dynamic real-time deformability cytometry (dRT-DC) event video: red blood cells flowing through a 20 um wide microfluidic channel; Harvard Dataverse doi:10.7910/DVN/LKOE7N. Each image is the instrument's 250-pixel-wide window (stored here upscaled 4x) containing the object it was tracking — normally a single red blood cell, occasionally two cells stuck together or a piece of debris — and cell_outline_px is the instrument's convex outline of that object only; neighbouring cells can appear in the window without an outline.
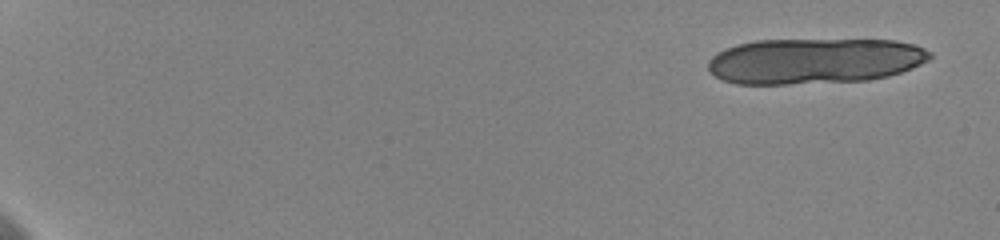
{"species": "human", "species_latin": "Homo sapiens", "temperature_condition": "cold", "stored_images_in_passage": 27, "camera_frame_rate_fps": 3000, "um_per_image_px": 0.085, "donor": {"sex": "female"}, "frame": {"image": 1, "passage_image": 1, "time_ms": 0.0, "image_size_px": [1000, 240], "cell_outline_px": [[932, 56], [928, 60], [912, 68], [888, 76], [868, 80], [788, 84], [736, 84], [724, 80], [716, 76], [708, 68], [708, 60], [716, 52], [740, 44], [756, 40], [896, 40], [916, 44], [932, 52]], "centroid_in_image_um": [69.25, 5.18], "position_along_channel_um": 15.7, "area_um2": 59.07}}